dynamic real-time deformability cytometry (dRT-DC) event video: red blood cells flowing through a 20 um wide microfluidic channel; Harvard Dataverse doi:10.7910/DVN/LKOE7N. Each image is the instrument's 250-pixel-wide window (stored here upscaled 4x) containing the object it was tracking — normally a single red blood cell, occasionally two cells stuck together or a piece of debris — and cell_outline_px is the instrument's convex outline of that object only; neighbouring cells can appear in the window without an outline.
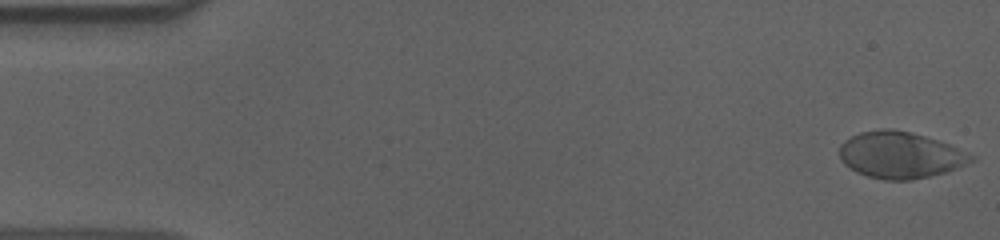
{"species": "human", "species_latin": "Homo sapiens", "temperature_condition": "cold", "stored_images_in_passage": 56, "camera_frame_rate_fps": 3000, "um_per_image_px": 0.085, "donor": {"sex": "male"}, "frame": {"image": 1, "passage_image": 1, "time_ms": 0.0, "image_size_px": [1000, 240], "cell_outline_px": [[976, 160], [948, 172], [912, 180], [884, 180], [868, 176], [856, 172], [844, 164], [840, 156], [840, 144], [844, 140], [860, 132], [880, 128], [888, 128], [908, 132], [924, 136], [948, 144], [976, 156]], "centroid_in_image_um": [76.52, 13.19], "position_along_channel_um": 8.5, "area_um2": 35.72}}
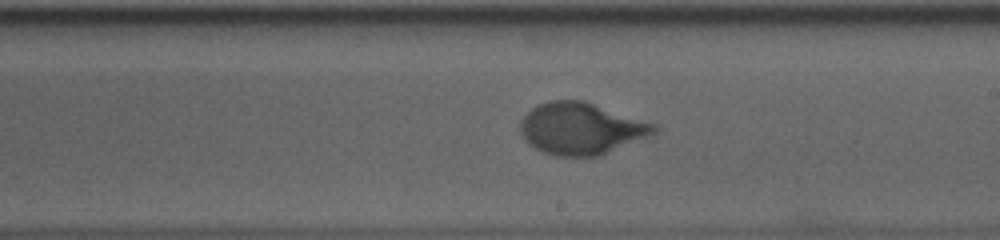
{"frame": {"image": 2, "passage_image": 32, "time_ms": 10.333, "image_size_px": [1000, 240], "cell_outline_px": [[660, 128], [656, 132], [648, 136], [600, 156], [556, 156], [544, 152], [528, 144], [520, 132], [520, 120], [536, 104], [548, 100], [580, 100], [656, 124]], "centroid_in_image_um": [49.37, 10.93], "position_along_channel_um": 239.6, "area_um2": 40.11}}
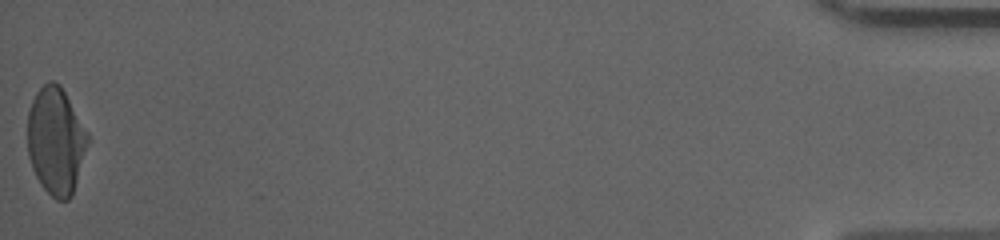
{"frame": {"image": 3, "passage_image": 56, "time_ms": 18.333, "image_size_px": [1000, 240], "cell_outline_px": [[88, 144], [72, 196], [68, 200], [56, 200], [40, 184], [32, 168], [28, 156], [28, 112], [32, 100], [36, 92], [48, 80], [52, 80], [60, 84], [88, 132]], "centroid_in_image_um": [4.74, 11.96], "position_along_channel_um": 430.5, "area_um2": 37.57}, "authors_computed_cell_mechanics": {"area_um2": 37.9457, "velocity_mm_per_s": 3.619, "shape_relaxation_time_tau1_ms": 4.2333, "shape_relaxation_time_tau2_ms": null, "deformation_change_tau1": 0.1799, "deformation_change_tau2": null}}